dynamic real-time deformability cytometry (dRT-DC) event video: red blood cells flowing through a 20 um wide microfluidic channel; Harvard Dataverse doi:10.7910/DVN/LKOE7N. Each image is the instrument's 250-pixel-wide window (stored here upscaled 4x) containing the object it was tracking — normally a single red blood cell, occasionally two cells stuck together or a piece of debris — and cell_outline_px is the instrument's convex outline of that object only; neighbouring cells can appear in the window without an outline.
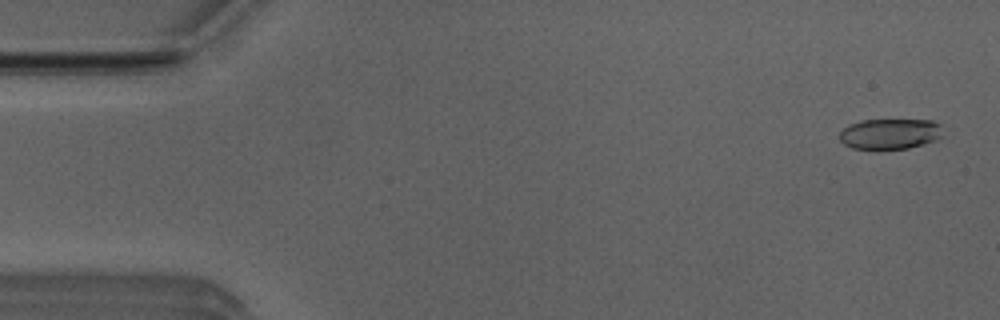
{"species": "Egyptian fruit bat (a non-hibernating species)", "species_latin": "Rousettus aegyptiacus", "temperature_condition": "room temperature", "stored_images_in_passage": 52, "camera_frame_rate_fps": 3000, "um_per_image_px": 0.085, "animal": {"sex": "male"}, "frame": {"image": 1, "passage_image": 2, "time_ms": 0.333, "image_size_px": [1000, 320], "cell_outline_px": [[944, 136], [936, 140], [924, 144], [908, 148], [852, 148], [844, 144], [840, 140], [840, 132], [848, 124], [860, 120], [932, 120], [940, 124]], "centroid_in_image_um": [75.68, 11.36], "position_along_channel_um": 9.3, "area_um2": 18.38}}
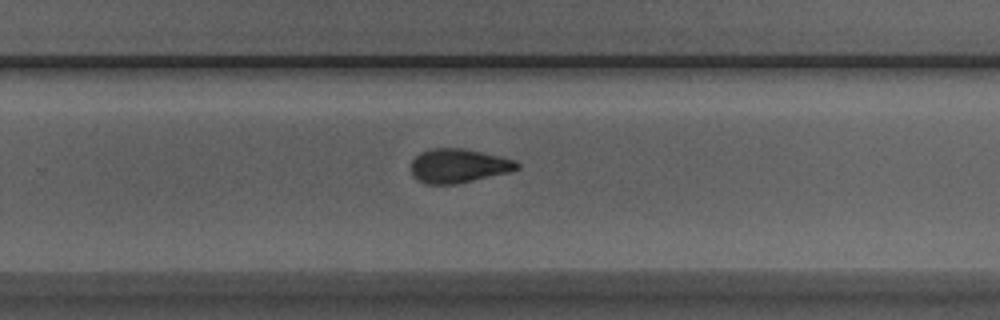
{"frame": {"image": 2, "passage_image": 33, "time_ms": 10.667, "image_size_px": [1000, 320], "cell_outline_px": [[520, 168], [512, 172], [456, 184], [424, 184], [416, 180], [412, 176], [412, 160], [420, 152], [432, 148], [464, 148], [516, 160], [520, 164]], "centroid_in_image_um": [38.98, 14.1], "position_along_channel_um": 290.8, "area_um2": 21.27}}
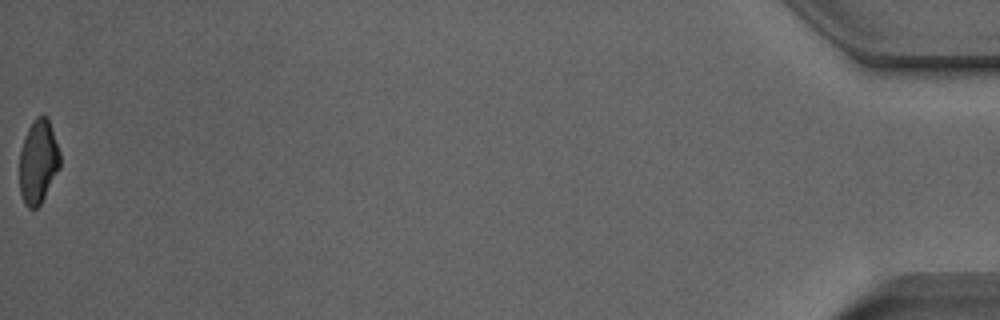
{"frame": {"image": 3, "passage_image": 52, "time_ms": 17.0, "image_size_px": [1000, 320], "cell_outline_px": [[60, 168], [40, 204], [36, 208], [28, 208], [24, 204], [20, 192], [20, 152], [24, 136], [28, 128], [36, 116], [44, 116], [48, 120], [60, 152]], "centroid_in_image_um": [3.24, 13.76], "position_along_channel_um": 432.0, "area_um2": 19.59}, "authors_computed_cell_mechanics": {"area_um2": 20.6924, "velocity_mm_per_s": 3.9383, "shape_relaxation_time_tau1_ms": 4.5309, "shape_relaxation_time_tau2_ms": 2.8256, "deformation_change_tau1": 0.1579, "deformation_change_tau2": 0.0976}}